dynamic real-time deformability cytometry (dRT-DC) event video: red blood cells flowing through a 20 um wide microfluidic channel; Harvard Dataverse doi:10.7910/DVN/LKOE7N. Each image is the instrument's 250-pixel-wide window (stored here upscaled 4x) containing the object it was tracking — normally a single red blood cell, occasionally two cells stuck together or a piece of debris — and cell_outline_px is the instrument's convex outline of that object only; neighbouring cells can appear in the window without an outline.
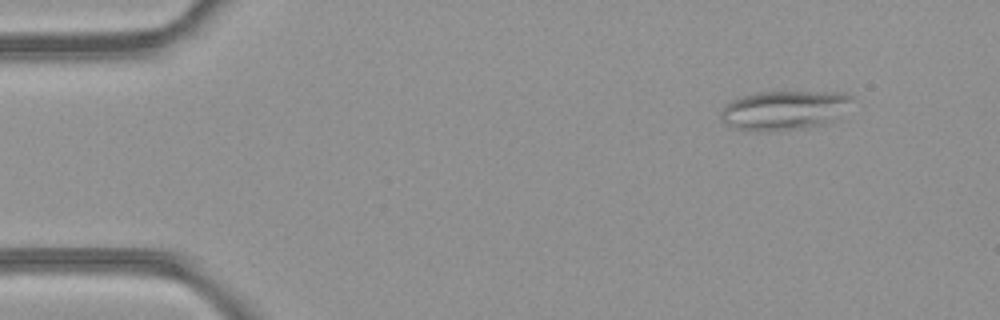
{"species": "common noctule bat (a hibernating species)", "species_latin": "Nyctalus noctula", "temperature_condition": "room temperature", "stored_images_in_passage": 45, "camera_frame_rate_fps": 3000, "um_per_image_px": 0.085, "animal": {"sex": "female", "body_mass_g": 21.9}, "frame": {"image": 1, "passage_image": 2, "time_ms": 0.333, "image_size_px": [1000, 320], "cell_outline_px": [[852, 96], [828, 120], [820, 124], [804, 128], [772, 132], [756, 132], [732, 128], [724, 124], [720, 120], [720, 116], [724, 104], [732, 100], [744, 96], [760, 92], [848, 92]], "centroid_in_image_um": [66.45, 9.39], "position_along_channel_um": 18.6, "area_um2": 29.36}}
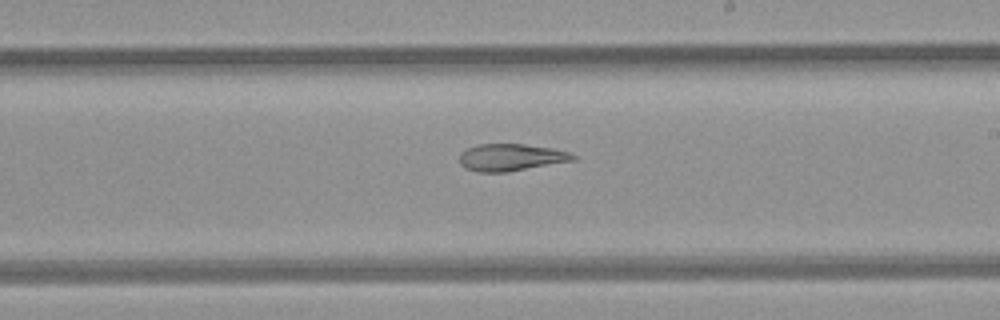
{"frame": {"image": 2, "passage_image": 25, "time_ms": 8.0, "image_size_px": [1000, 320], "cell_outline_px": [[576, 160], [508, 172], [476, 172], [464, 168], [460, 164], [460, 152], [476, 144], [524, 144], [552, 148], [568, 152], [576, 156]], "centroid_in_image_um": [43.41, 13.38], "position_along_channel_um": 245.6, "area_um2": 18.03}}
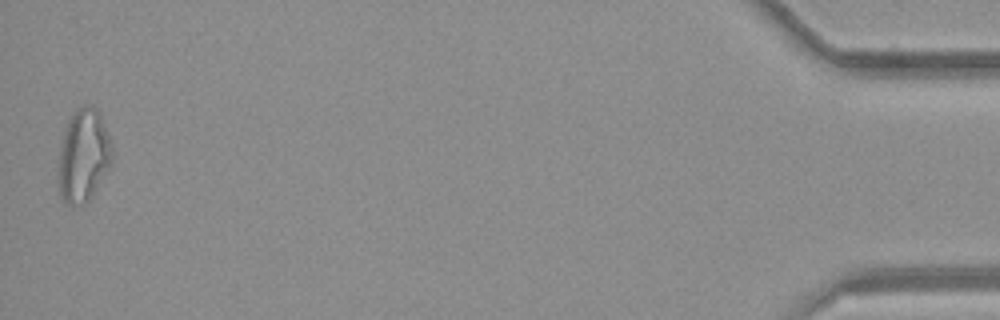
{"frame": {"image": 3, "passage_image": 45, "time_ms": 14.667, "image_size_px": [1000, 320], "cell_outline_px": [[112, 160], [108, 168], [88, 200], [84, 204], [64, 204], [60, 196], [60, 140], [64, 128], [68, 120], [84, 104], [92, 104], [96, 108], [100, 116], [108, 136], [112, 148]], "centroid_in_image_um": [7.08, 13.2], "position_along_channel_um": 428.1, "area_um2": 28.32}, "authors_computed_cell_mechanics": {"area_um2": 22.8888, "velocity_mm_per_s": 4.2634, "shape_relaxation_time_tau1_ms": null, "shape_relaxation_time_tau2_ms": 7.1634, "deformation_change_tau1": null, "deformation_change_tau2": 0.1836}}